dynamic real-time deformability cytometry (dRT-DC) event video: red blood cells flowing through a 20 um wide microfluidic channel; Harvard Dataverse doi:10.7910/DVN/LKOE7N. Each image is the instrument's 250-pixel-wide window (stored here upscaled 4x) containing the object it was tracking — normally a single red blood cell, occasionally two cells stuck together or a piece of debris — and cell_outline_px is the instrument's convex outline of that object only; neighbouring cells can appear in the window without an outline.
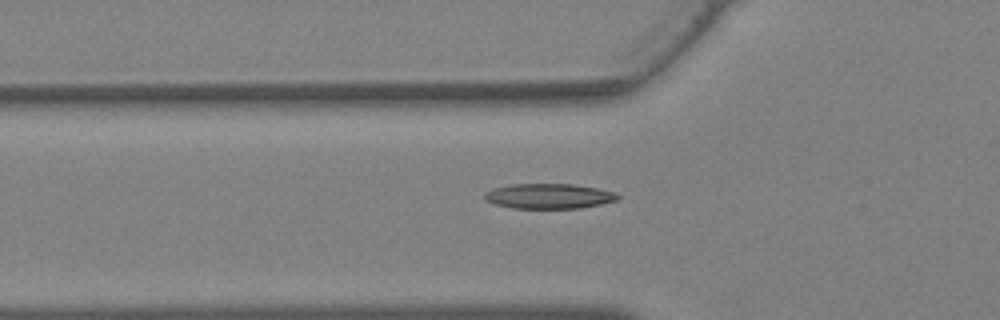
{"species": "Egyptian fruit bat (a non-hibernating species)", "species_latin": "Rousettus aegyptiacus", "temperature_condition": "warm", "stored_images_in_passage": 28, "camera_frame_rate_fps": 3000, "um_per_image_px": 0.085, "animal": {"sex": "female"}, "frame": {"image": 1, "passage_image": 3, "time_ms": 0.667, "image_size_px": [1000, 320], "cell_outline_px": [[620, 196], [616, 200], [600, 204], [580, 208], [512, 208], [492, 204], [484, 200], [484, 192], [492, 188], [512, 184], [572, 184], [596, 188], [616, 192]], "centroid_in_image_um": [46.6, 16.67], "position_along_channel_um": 79.2, "area_um2": 19.54}}
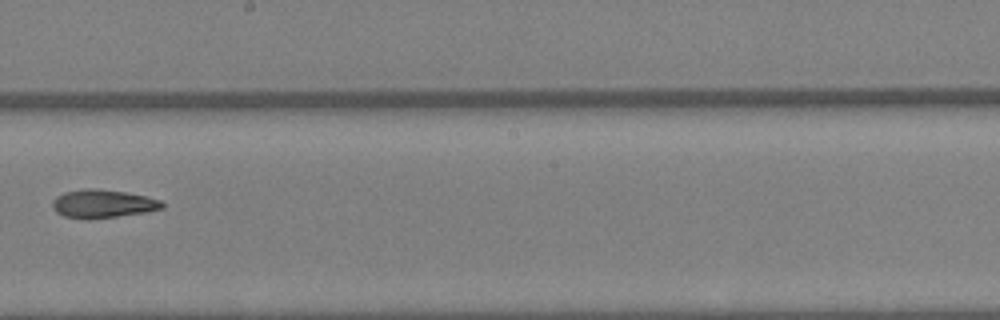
{"frame": {"image": 2, "passage_image": 12, "time_ms": 3.667, "image_size_px": [1000, 320], "cell_outline_px": [[164, 208], [144, 212], [88, 220], [80, 220], [64, 216], [56, 212], [52, 208], [52, 200], [56, 196], [64, 192], [84, 188], [96, 188], [124, 192], [144, 196], [160, 200], [164, 204]], "centroid_in_image_um": [8.66, 17.33], "position_along_channel_um": 239.5, "area_um2": 18.21}}
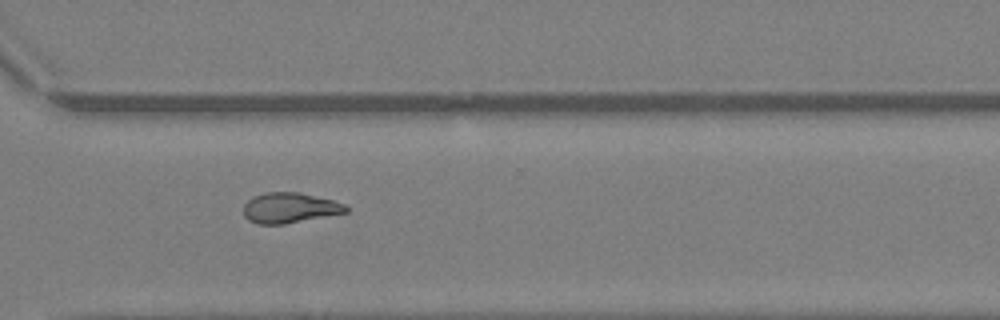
{"frame": {"image": 3, "passage_image": 18, "time_ms": 5.667, "image_size_px": [1000, 320], "cell_outline_px": [[348, 212], [284, 224], [260, 224], [248, 220], [244, 216], [244, 204], [252, 196], [264, 192], [296, 192], [332, 200], [344, 204], [348, 208]], "centroid_in_image_um": [24.59, 17.67], "position_along_channel_um": 346.0, "area_um2": 17.98}}